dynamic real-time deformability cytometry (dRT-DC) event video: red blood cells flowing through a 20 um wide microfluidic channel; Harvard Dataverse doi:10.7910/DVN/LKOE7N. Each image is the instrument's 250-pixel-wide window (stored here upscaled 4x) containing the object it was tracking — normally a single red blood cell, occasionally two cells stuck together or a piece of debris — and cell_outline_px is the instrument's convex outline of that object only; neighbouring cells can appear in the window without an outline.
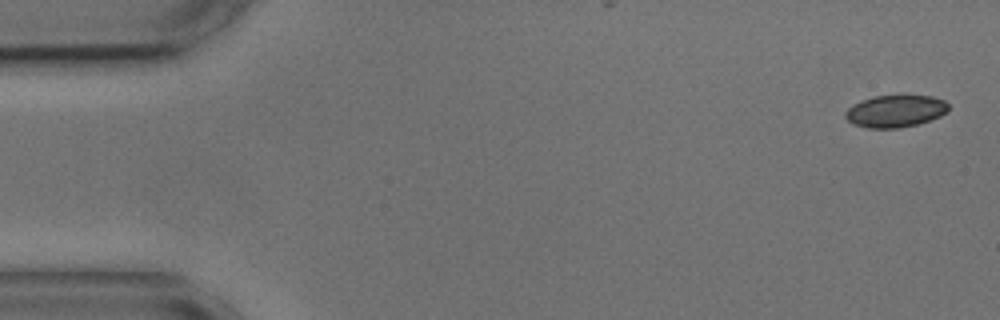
{"species": "common noctule bat (a hibernating species)", "species_latin": "Nyctalus noctula", "temperature_condition": "cold", "stored_images_in_passage": 9, "camera_frame_rate_fps": 3000, "um_per_image_px": 0.085, "animal": {"sex": "male", "body_mass_g": 17.9, "forearm_length_mm": 54.2}, "frame": {"image": 1, "passage_image": 1, "time_ms": 0.0, "image_size_px": [1000, 320], "cell_outline_px": [[948, 112], [940, 116], [916, 124], [900, 128], [868, 128], [852, 124], [844, 116], [844, 112], [852, 104], [876, 96], [932, 96], [944, 100], [948, 104]], "centroid_in_image_um": [76.09, 9.45], "position_along_channel_um": 8.9, "area_um2": 19.19}}